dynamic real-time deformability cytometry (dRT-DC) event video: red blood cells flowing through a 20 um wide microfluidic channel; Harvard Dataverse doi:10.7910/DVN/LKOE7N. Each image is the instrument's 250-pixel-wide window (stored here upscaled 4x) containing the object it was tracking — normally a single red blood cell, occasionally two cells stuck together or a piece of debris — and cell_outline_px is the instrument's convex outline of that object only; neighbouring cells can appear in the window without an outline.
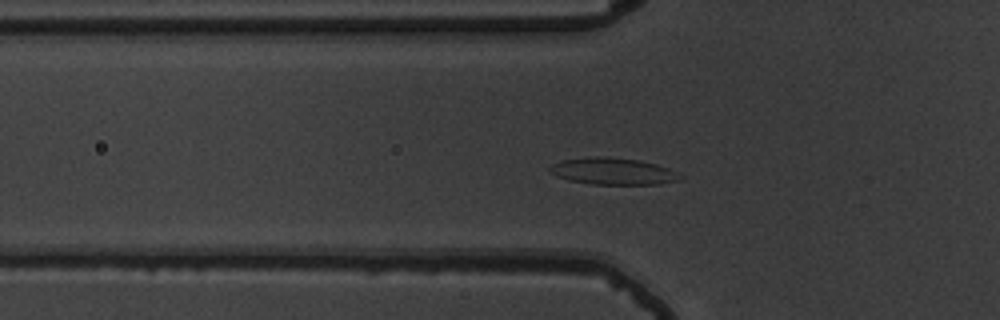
{"species": "common noctule bat (a hibernating species)", "species_latin": "Nyctalus noctula", "temperature_condition": "warm", "stored_images_in_passage": 51, "camera_frame_rate_fps": 3000, "um_per_image_px": 0.085, "animal": {"sex": "male", "body_mass_g": 19.5, "forearm_length_mm": 54.6}, "frame": {"image": 1, "passage_image": 13, "time_ms": 4.0, "image_size_px": [1000, 320], "cell_outline_px": [[684, 176], [680, 180], [660, 184], [592, 184], [568, 180], [556, 176], [548, 172], [548, 168], [552, 164], [564, 160], [596, 156], [604, 156], [640, 160], [656, 164], [668, 168]], "centroid_in_image_um": [52.1, 14.56], "position_along_channel_um": 73.7, "area_um2": 20.4}}
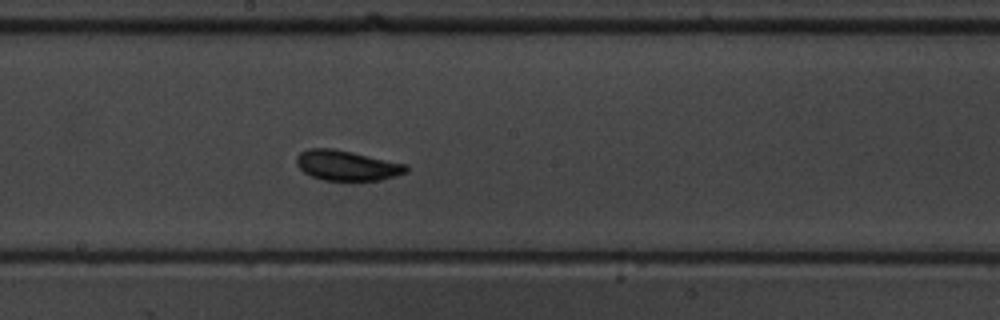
{"frame": {"image": 2, "passage_image": 25, "time_ms": 8.0, "image_size_px": [1000, 320], "cell_outline_px": [[408, 172], [396, 176], [380, 180], [324, 180], [312, 176], [304, 172], [296, 164], [296, 156], [300, 152], [308, 148], [332, 148], [352, 152], [408, 164]], "centroid_in_image_um": [29.5, 14.06], "position_along_channel_um": 218.7, "area_um2": 19.31}}
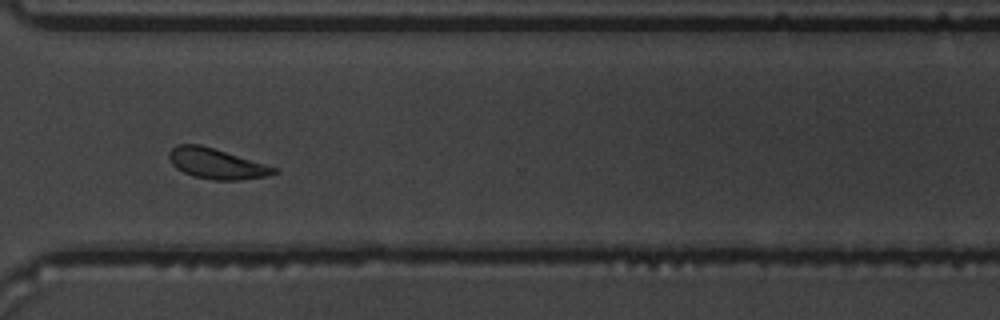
{"frame": {"image": 3, "passage_image": 36, "time_ms": 11.667, "image_size_px": [1000, 320], "cell_outline_px": [[280, 172], [268, 176], [240, 180], [212, 180], [192, 176], [176, 168], [172, 164], [168, 156], [168, 152], [176, 144], [200, 144], [280, 168]], "centroid_in_image_um": [18.43, 13.91], "position_along_channel_um": 352.2, "area_um2": 18.84}}